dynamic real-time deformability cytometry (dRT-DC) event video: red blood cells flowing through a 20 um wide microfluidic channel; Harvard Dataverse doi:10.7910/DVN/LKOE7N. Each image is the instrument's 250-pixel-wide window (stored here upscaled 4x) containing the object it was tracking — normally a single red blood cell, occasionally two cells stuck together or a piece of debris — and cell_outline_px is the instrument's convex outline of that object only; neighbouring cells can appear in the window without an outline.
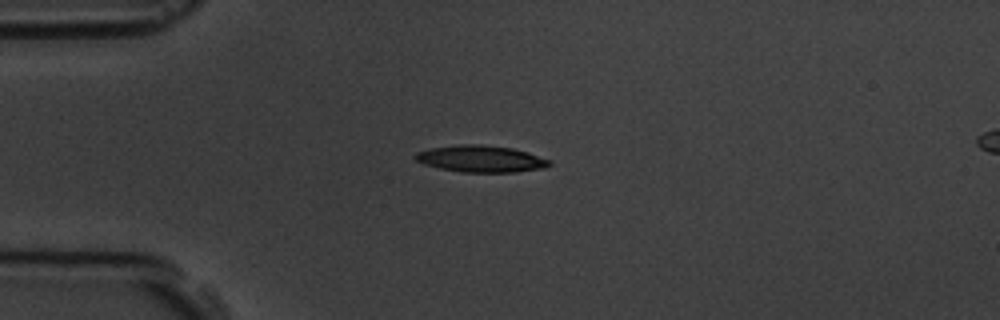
{"species": "common noctule bat (a hibernating species)", "species_latin": "Nyctalus noctula", "temperature_condition": "room temperature", "stored_images_in_passage": 7, "camera_frame_rate_fps": 3000, "um_per_image_px": 0.085, "animal": {"sex": "male", "body_mass_g": 19.5, "forearm_length_mm": 54.6}, "frame": {"image": 1, "passage_image": 3, "time_ms": 2.667, "image_size_px": [1000, 320], "cell_outline_px": [[552, 164], [548, 168], [516, 172], [460, 172], [440, 168], [424, 164], [416, 160], [412, 156], [416, 152], [432, 148], [456, 144], [480, 144], [512, 148], [528, 152], [552, 160]], "centroid_in_image_um": [40.92, 13.5], "position_along_channel_um": 44.1, "area_um2": 21.15}}
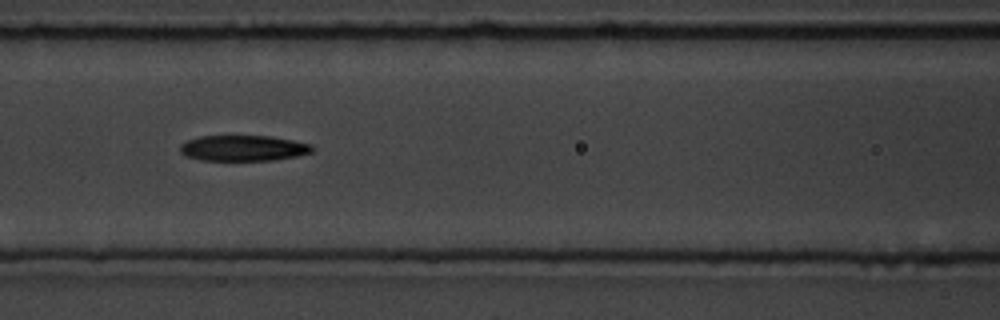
{"frame": {"image": 2, "passage_image": 6, "time_ms": 6.0, "image_size_px": [1000, 320], "cell_outline_px": [[316, 148], [312, 152], [296, 156], [272, 160], [200, 160], [184, 156], [180, 152], [180, 144], [188, 140], [200, 136], [268, 136], [292, 140], [312, 144]], "centroid_in_image_um": [20.67, 12.59], "position_along_channel_um": 145.9, "area_um2": 19.83}}
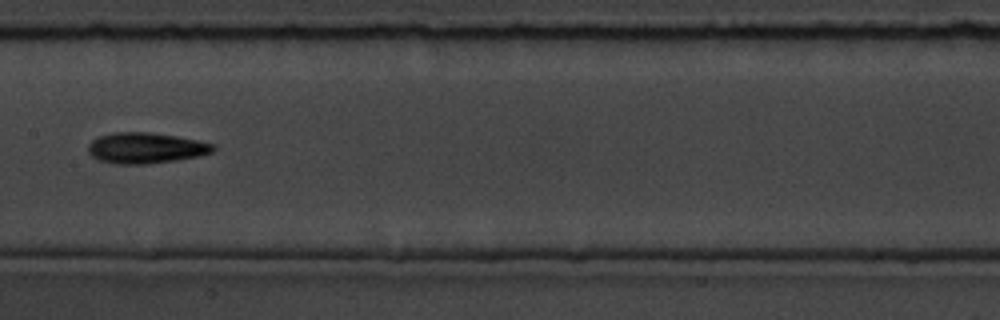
{"frame": {"image": 3, "passage_image": 7, "time_ms": 7.333, "image_size_px": [1000, 320], "cell_outline_px": [[216, 148], [212, 152], [200, 156], [176, 160], [144, 164], [116, 164], [100, 160], [92, 156], [88, 152], [88, 144], [92, 140], [100, 136], [112, 132], [148, 132], [176, 136], [216, 144]], "centroid_in_image_um": [12.4, 12.58], "position_along_channel_um": 195.0, "area_um2": 22.43}}